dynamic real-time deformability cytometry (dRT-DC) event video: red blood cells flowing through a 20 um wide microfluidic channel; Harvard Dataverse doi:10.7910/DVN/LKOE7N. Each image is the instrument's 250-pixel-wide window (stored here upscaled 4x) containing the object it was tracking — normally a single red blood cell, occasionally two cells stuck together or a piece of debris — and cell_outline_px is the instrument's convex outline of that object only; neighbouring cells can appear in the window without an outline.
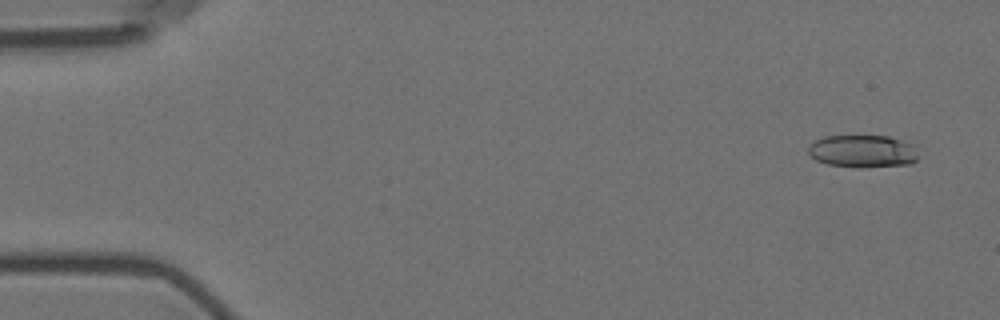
{"species": "Egyptian fruit bat (a non-hibernating species)", "species_latin": "Rousettus aegyptiacus", "temperature_condition": "room temperature", "stored_images_in_passage": 6, "segment_of_instrument_passage": [1, 2], "camera_frame_rate_fps": 3000, "um_per_image_px": 0.085, "animal": {"sex": "female"}, "frame": {"image": 1, "passage_image": 1, "time_ms": 0.0, "image_size_px": [1000, 320], "cell_outline_px": [[916, 160], [912, 164], [828, 164], [816, 160], [808, 152], [808, 148], [816, 140], [824, 136], [888, 136], [912, 144], [916, 156]], "centroid_in_image_um": [73.3, 12.79], "position_along_channel_um": 11.7, "area_um2": 19.48}}
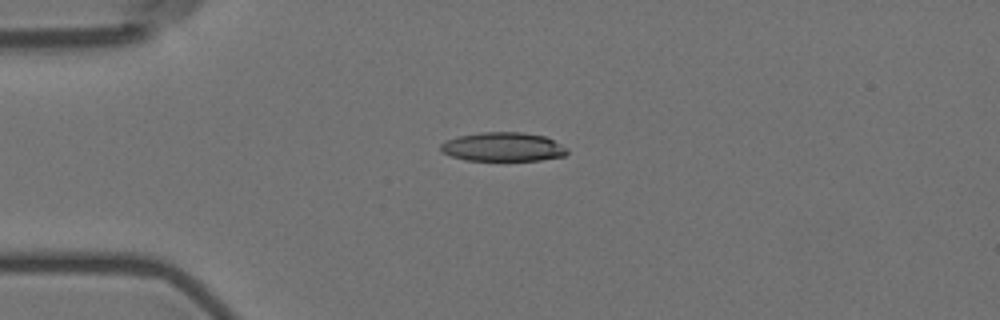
{"frame": {"image": 2, "passage_image": 4, "time_ms": 3.667, "image_size_px": [1000, 320], "cell_outline_px": [[568, 152], [564, 156], [540, 160], [464, 160], [440, 152], [440, 144], [448, 140], [460, 136], [480, 132], [524, 132], [544, 136], [568, 148]], "centroid_in_image_um": [42.75, 12.48], "position_along_channel_um": 42.2, "area_um2": 21.27}}